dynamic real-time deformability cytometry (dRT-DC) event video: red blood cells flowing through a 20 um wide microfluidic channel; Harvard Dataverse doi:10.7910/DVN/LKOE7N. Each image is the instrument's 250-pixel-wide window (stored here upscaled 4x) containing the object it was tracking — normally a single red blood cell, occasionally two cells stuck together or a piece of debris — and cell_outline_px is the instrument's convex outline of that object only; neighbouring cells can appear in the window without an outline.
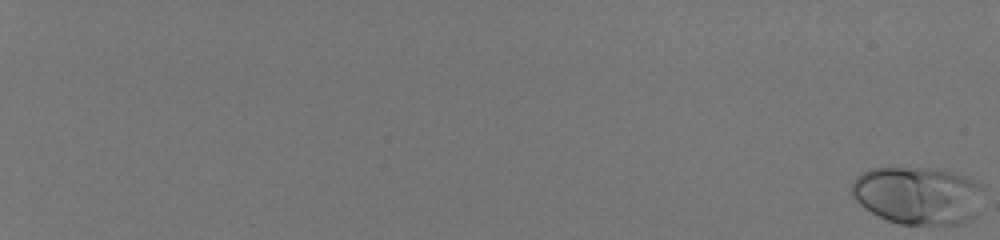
{"species": "human", "species_latin": "Homo sapiens", "temperature_condition": "room temperature", "stored_images_in_passage": 59, "camera_frame_rate_fps": 3000, "um_per_image_px": 0.085, "donor": {"sex": "male"}, "frame": {"image": 1, "passage_image": 1, "time_ms": 0.0, "image_size_px": [1000, 240], "cell_outline_px": [[984, 188], [980, 212], [976, 216], [968, 220], [956, 224], [900, 224], [888, 220], [864, 208], [852, 196], [852, 184], [864, 172], [872, 168], [936, 168], [956, 172], [980, 184]], "centroid_in_image_um": [78.09, 16.61], "position_along_channel_um": 6.9, "area_um2": 44.56}}
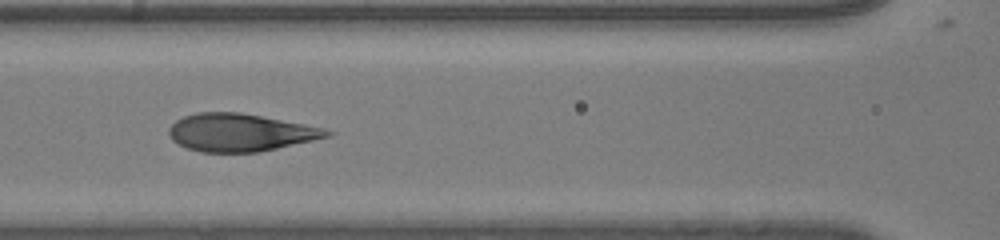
{"frame": {"image": 2, "passage_image": 34, "time_ms": 11.0, "image_size_px": [1000, 240], "cell_outline_px": [[336, 132], [332, 136], [260, 152], [200, 152], [188, 148], [172, 140], [168, 132], [168, 128], [176, 120], [184, 116], [196, 112], [240, 112], [304, 124], [324, 128]], "centroid_in_image_um": [20.44, 11.26], "position_along_channel_um": 146.2, "area_um2": 34.74}}
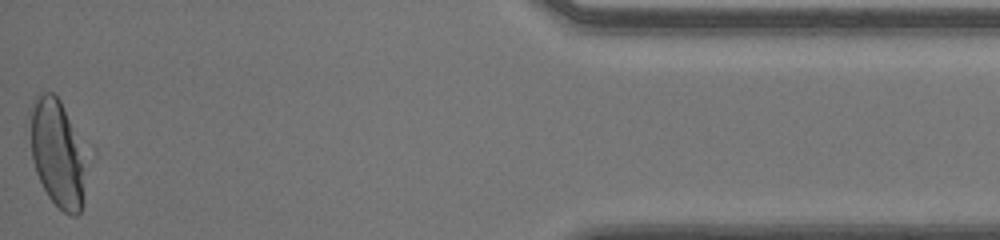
{"frame": {"image": 3, "passage_image": 59, "time_ms": 19.333, "image_size_px": [1000, 240], "cell_outline_px": [[96, 156], [84, 204], [80, 212], [76, 216], [72, 216], [64, 212], [48, 196], [36, 172], [32, 156], [28, 112], [28, 108], [32, 100], [40, 92], [52, 92], [60, 100], [96, 148]], "centroid_in_image_um": [5.14, 12.98], "position_along_channel_um": 430.1, "area_um2": 40.23}, "authors_computed_cell_mechanics": {"area_um2": 37.0498, "velocity_mm_per_s": 4.0389, "shape_relaxation_time_tau1_ms": 5.5998, "shape_relaxation_time_tau2_ms": null, "deformation_change_tau1": 0.2043, "deformation_change_tau2": null}}